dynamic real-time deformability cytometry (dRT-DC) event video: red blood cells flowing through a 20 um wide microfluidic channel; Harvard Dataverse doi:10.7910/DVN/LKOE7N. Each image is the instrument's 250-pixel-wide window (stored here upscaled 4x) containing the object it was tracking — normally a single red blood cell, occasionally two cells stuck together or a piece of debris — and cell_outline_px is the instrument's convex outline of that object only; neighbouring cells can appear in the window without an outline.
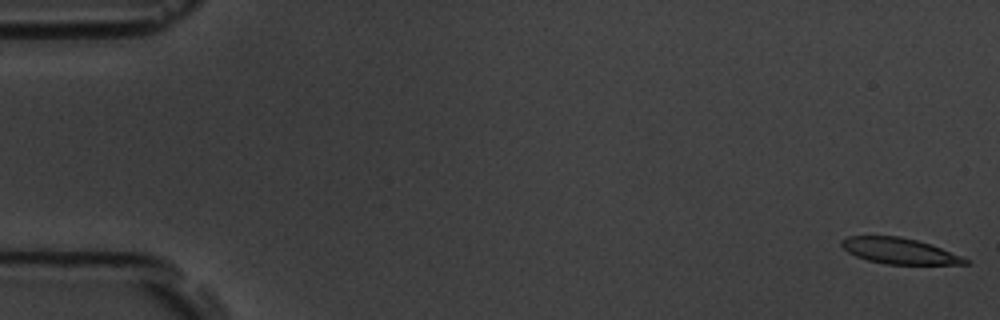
{"species": "common noctule bat (a hibernating species)", "species_latin": "Nyctalus noctula", "temperature_condition": "room temperature", "stored_images_in_passage": 54, "camera_frame_rate_fps": 3000, "um_per_image_px": 0.085, "animal": {"sex": "male", "body_mass_g": 19.5, "forearm_length_mm": 54.6}, "frame": {"image": 1, "passage_image": 1, "time_ms": 0.0, "image_size_px": [1000, 320], "cell_outline_px": [[968, 264], [888, 264], [868, 260], [856, 256], [848, 252], [840, 244], [840, 240], [848, 236], [900, 236], [916, 240], [940, 248], [960, 256], [968, 260]], "centroid_in_image_um": [76.38, 21.32], "position_along_channel_um": 8.6, "area_um2": 18.26}}
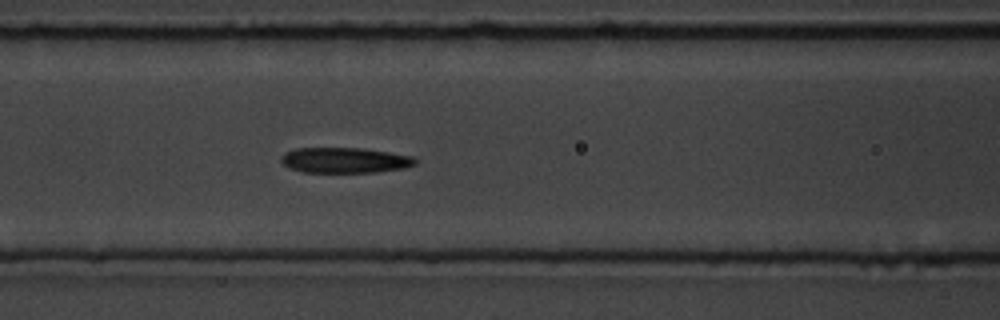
{"frame": {"image": 2, "passage_image": 23, "time_ms": 7.333, "image_size_px": [1000, 320], "cell_outline_px": [[416, 164], [404, 168], [376, 172], [300, 172], [284, 164], [280, 160], [280, 156], [284, 152], [296, 148], [364, 148], [412, 156], [416, 160]], "centroid_in_image_um": [29.28, 13.61], "position_along_channel_um": 137.3, "area_um2": 19.88}}
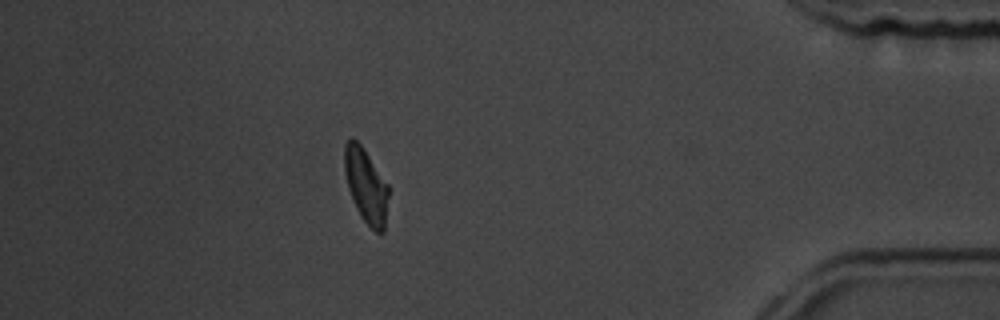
{"frame": {"image": 3, "passage_image": 48, "time_ms": 15.667, "image_size_px": [1000, 320], "cell_outline_px": [[388, 196], [384, 232], [376, 232], [360, 216], [356, 208], [348, 188], [344, 172], [344, 144], [352, 136], [360, 144], [388, 184]], "centroid_in_image_um": [31.09, 15.76], "position_along_channel_um": 404.1, "area_um2": 18.9}, "authors_computed_cell_mechanics": {"area_um2": 19.9988, "velocity_mm_per_s": 3.745, "shape_relaxation_time_tau1_ms": 4.8401, "shape_relaxation_time_tau2_ms": null, "deformation_change_tau1": 0.1661, "deformation_change_tau2": null}}